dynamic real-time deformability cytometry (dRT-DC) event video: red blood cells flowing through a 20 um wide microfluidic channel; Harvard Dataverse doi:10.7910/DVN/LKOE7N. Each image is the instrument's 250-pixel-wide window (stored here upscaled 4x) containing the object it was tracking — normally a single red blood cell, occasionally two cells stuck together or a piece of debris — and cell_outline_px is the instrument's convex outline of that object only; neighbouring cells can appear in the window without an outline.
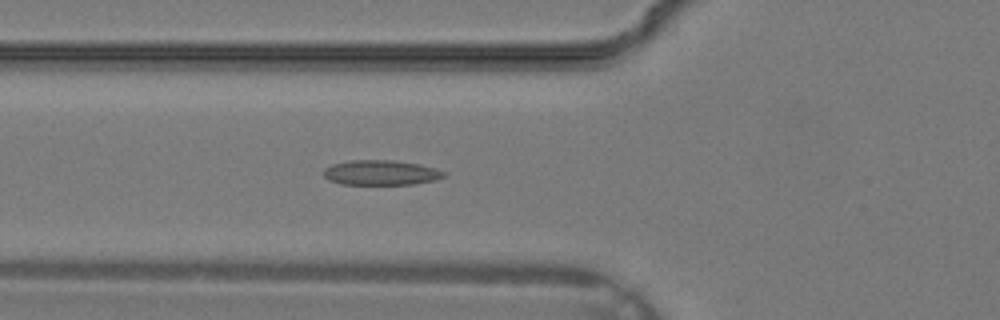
{"species": "common noctule bat (a hibernating species)", "species_latin": "Nyctalus noctula", "temperature_condition": "warm", "stored_images_in_passage": 36, "camera_frame_rate_fps": 3000, "um_per_image_px": 0.085, "animal": {"sex": "male", "body_mass_g": 19.2, "forearm_length_mm": 51.8}, "frame": {"image": 1, "passage_image": 14, "time_ms": 4.333, "image_size_px": [1000, 320], "cell_outline_px": [[448, 172], [444, 176], [436, 180], [412, 184], [340, 184], [328, 180], [320, 172], [324, 168], [332, 164], [348, 160], [392, 160], [420, 164], [436, 168]], "centroid_in_image_um": [32.35, 14.67], "position_along_channel_um": 93.4, "area_um2": 17.74}}
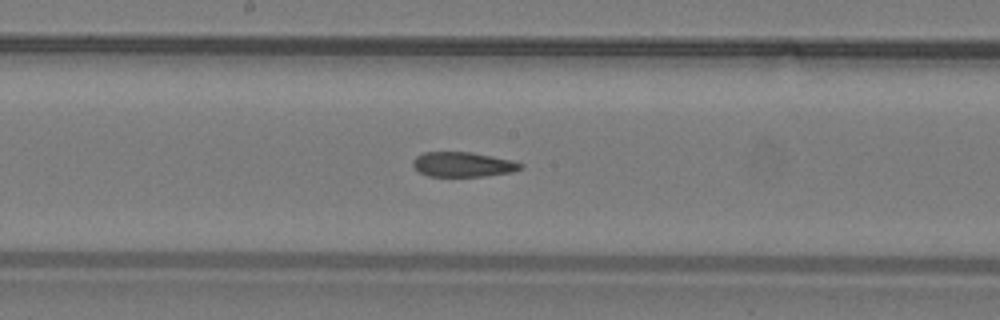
{"frame": {"image": 2, "passage_image": 20, "time_ms": 6.333, "image_size_px": [1000, 320], "cell_outline_px": [[524, 164], [520, 168], [512, 172], [484, 176], [428, 176], [420, 172], [412, 164], [412, 160], [416, 156], [424, 152], [472, 152], [512, 160]], "centroid_in_image_um": [39.34, 13.97], "position_along_channel_um": 208.9, "area_um2": 15.49}}
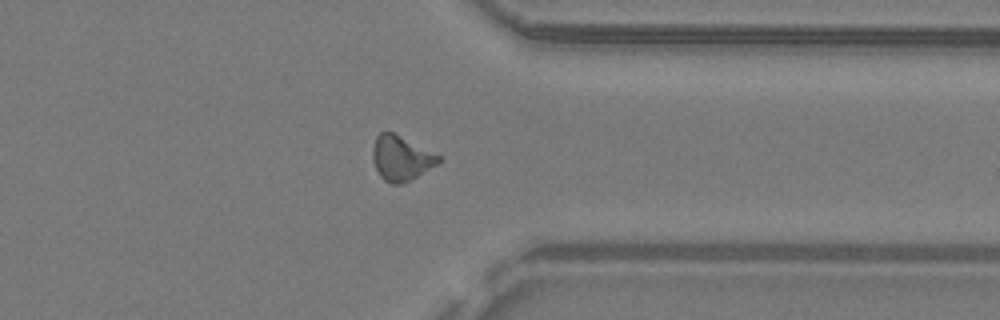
{"frame": {"image": 3, "passage_image": 29, "time_ms": 9.333, "image_size_px": [1000, 320], "cell_outline_px": [[440, 160], [436, 164], [412, 180], [404, 184], [392, 184], [384, 180], [380, 176], [372, 160], [372, 148], [376, 136], [380, 132], [392, 132], [440, 156]], "centroid_in_image_um": [34.05, 13.47], "position_along_channel_um": 377.4, "area_um2": 16.99}}